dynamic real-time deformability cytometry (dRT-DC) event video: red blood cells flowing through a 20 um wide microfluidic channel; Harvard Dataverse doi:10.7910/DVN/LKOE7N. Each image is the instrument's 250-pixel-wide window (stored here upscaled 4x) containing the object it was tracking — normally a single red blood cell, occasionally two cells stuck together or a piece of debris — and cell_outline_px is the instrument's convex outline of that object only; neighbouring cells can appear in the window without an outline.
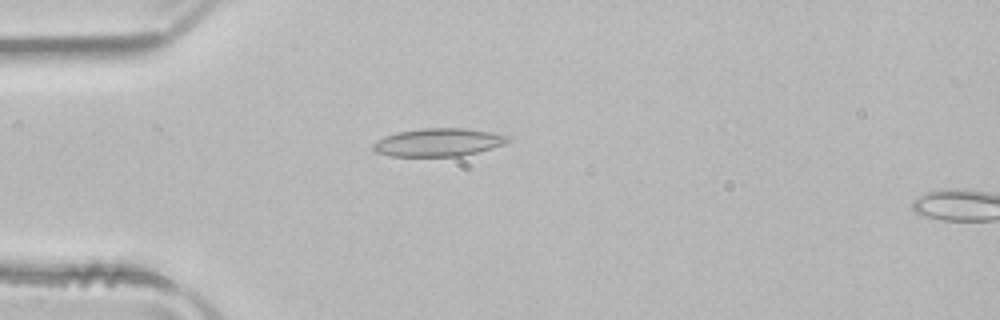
{"species": "common noctule bat (a hibernating species)", "species_latin": "Nyctalus noctula", "temperature_condition": "room temperature", "stored_images_in_passage": 15, "camera_frame_rate_fps": 3000, "um_per_image_px": 0.085, "animal": {"sex": "male", "body_mass_g": 21.5, "forearm_length_mm": 52.0}, "frame": {"image": 1, "passage_image": 13, "time_ms": 4.0, "image_size_px": [1000, 320], "cell_outline_px": [[512, 136], [504, 144], [492, 148], [460, 156], [392, 156], [376, 152], [372, 148], [372, 144], [376, 140], [384, 136], [396, 132], [420, 128], [464, 128], [492, 132]], "centroid_in_image_um": [37.24, 12.09], "position_along_channel_um": 47.8, "area_um2": 22.08}}